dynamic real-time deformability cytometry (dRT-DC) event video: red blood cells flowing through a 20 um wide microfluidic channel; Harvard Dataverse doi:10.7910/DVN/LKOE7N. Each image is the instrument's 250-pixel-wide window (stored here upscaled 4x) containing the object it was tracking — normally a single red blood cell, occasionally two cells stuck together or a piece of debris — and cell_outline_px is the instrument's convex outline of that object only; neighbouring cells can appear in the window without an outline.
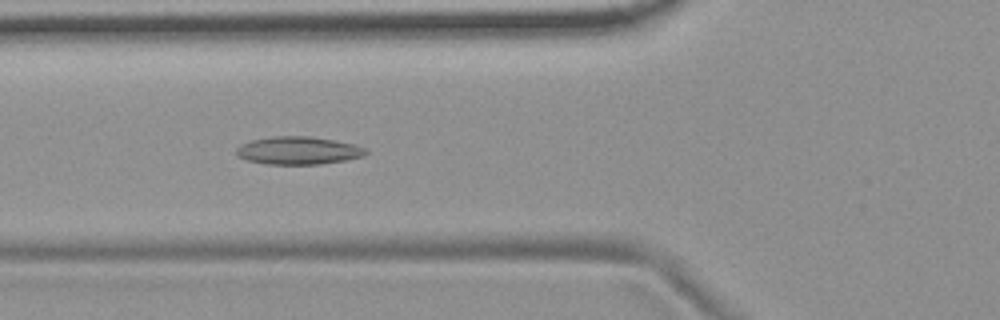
{"species": "common noctule bat (a hibernating species)", "species_latin": "Nyctalus noctula", "temperature_condition": "room temperature", "stored_images_in_passage": 23, "camera_frame_rate_fps": 3000, "um_per_image_px": 0.085, "animal": {"sex": "female", "body_mass_g": 19.9}, "frame": {"image": 1, "passage_image": 10, "time_ms": 3.0, "image_size_px": [1000, 320], "cell_outline_px": [[368, 152], [364, 156], [344, 160], [320, 164], [264, 164], [248, 160], [236, 156], [236, 148], [240, 144], [248, 140], [272, 136], [312, 136], [336, 140], [356, 144], [364, 148]], "centroid_in_image_um": [25.32, 12.78], "position_along_channel_um": 100.5, "area_um2": 21.27}}
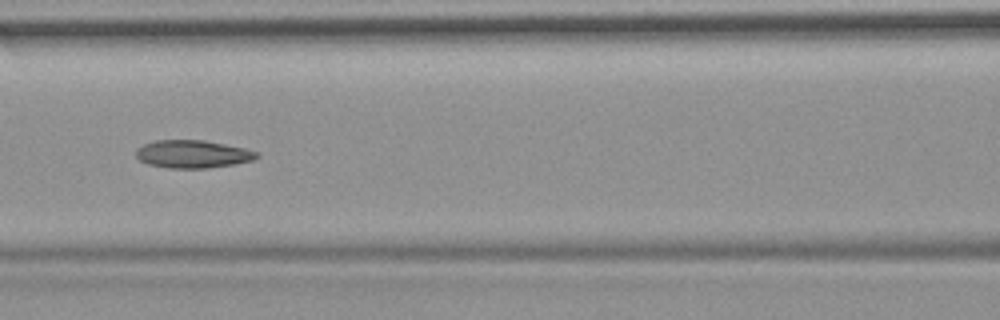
{"frame": {"image": 2, "passage_image": 14, "time_ms": 4.333, "image_size_px": [1000, 320], "cell_outline_px": [[260, 156], [252, 160], [232, 164], [208, 168], [168, 168], [148, 164], [140, 160], [136, 156], [136, 148], [144, 144], [156, 140], [204, 140], [244, 148], [260, 152]], "centroid_in_image_um": [16.37, 13.09], "position_along_channel_um": 150.2, "area_um2": 19.54}}
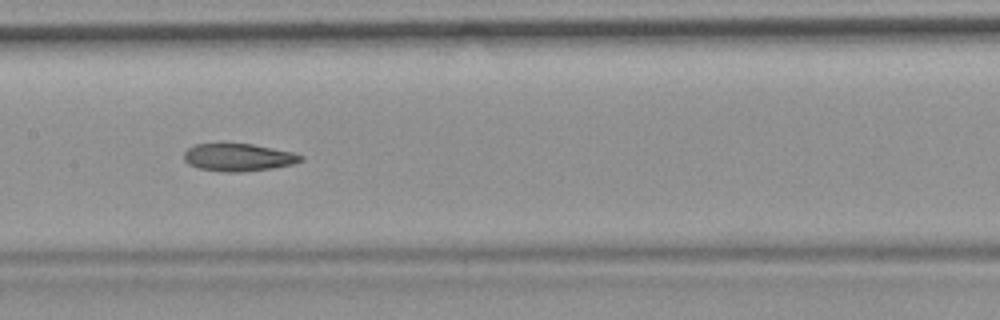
{"frame": {"image": 3, "passage_image": 17, "time_ms": 5.333, "image_size_px": [1000, 320], "cell_outline_px": [[304, 160], [292, 164], [272, 168], [240, 172], [228, 172], [200, 168], [188, 164], [184, 160], [184, 152], [188, 148], [196, 144], [252, 144], [292, 152], [304, 156]], "centroid_in_image_um": [20.27, 13.37], "position_along_channel_um": 187.1, "area_um2": 18.55}}